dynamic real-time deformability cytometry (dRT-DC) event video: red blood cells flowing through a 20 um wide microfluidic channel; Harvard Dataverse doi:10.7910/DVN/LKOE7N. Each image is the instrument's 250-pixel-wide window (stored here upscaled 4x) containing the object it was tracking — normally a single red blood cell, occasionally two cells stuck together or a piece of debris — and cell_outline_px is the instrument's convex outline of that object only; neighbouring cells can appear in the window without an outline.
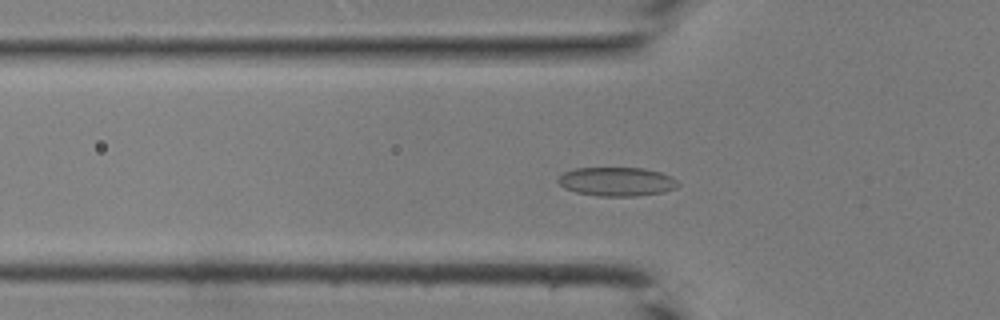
{"species": "common noctule bat (a hibernating species)", "species_latin": "Nyctalus noctula", "temperature_condition": "room temperature", "stored_images_in_passage": 38, "camera_frame_rate_fps": 3000, "um_per_image_px": 0.085, "animal": {"sex": "male", "body_mass_g": 19.0, "forearm_length_mm": 50.8}, "frame": {"image": 1, "passage_image": 10, "time_ms": 3.0, "image_size_px": [1000, 320], "cell_outline_px": [[652, 192], [584, 192], [572, 188], [572, 172], [584, 168], [632, 168], [652, 172]], "centroid_in_image_um": [52.04, 15.32], "position_along_channel_um": 73.8, "area_um2": 13.24}}
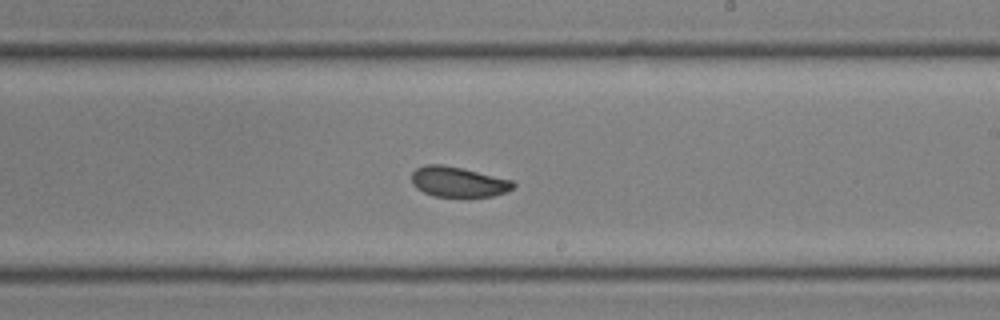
{"frame": {"image": 2, "passage_image": 21, "time_ms": 6.667, "image_size_px": [1000, 320], "cell_outline_px": [[512, 188], [500, 192], [484, 196], [440, 196], [428, 192], [420, 188], [412, 180], [412, 176], [420, 168], [456, 168], [504, 180], [512, 184]], "centroid_in_image_um": [38.93, 15.52], "position_along_channel_um": 250.1, "area_um2": 15.14}}
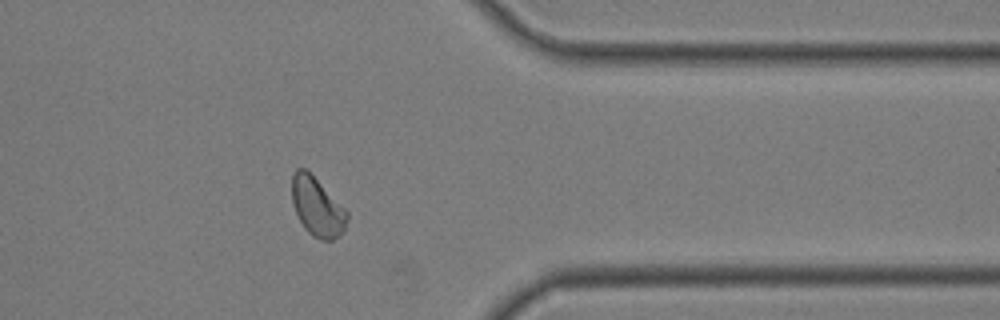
{"frame": {"image": 3, "passage_image": 30, "time_ms": 9.667, "image_size_px": [1000, 320], "cell_outline_px": [[336, 216], [320, 236], [316, 236], [304, 224], [296, 208], [292, 196], [292, 180], [296, 172], [300, 168], [308, 172], [316, 180]], "centroid_in_image_um": [26.47, 17.24], "position_along_channel_um": 384.9, "area_um2": 12.6}}